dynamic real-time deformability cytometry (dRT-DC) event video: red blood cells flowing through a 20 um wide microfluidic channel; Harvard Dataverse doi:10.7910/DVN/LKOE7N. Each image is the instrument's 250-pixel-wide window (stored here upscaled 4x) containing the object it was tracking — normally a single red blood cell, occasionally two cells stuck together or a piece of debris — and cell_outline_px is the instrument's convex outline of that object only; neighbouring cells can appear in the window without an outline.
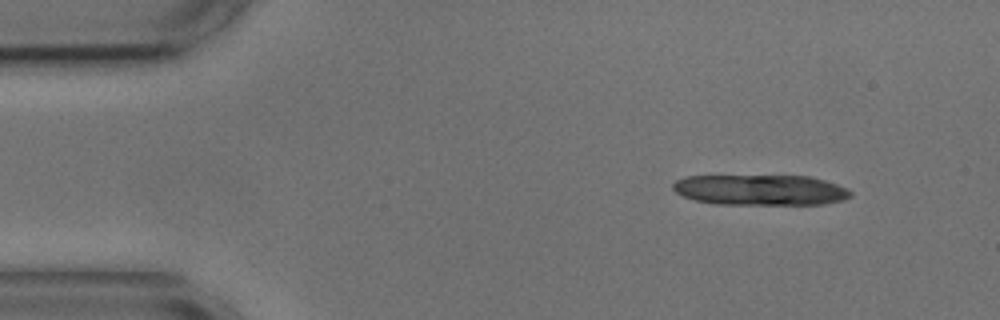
{"species": "common noctule bat (a hibernating species)", "species_latin": "Nyctalus noctula", "temperature_condition": "cold", "stored_images_in_passage": 3, "camera_frame_rate_fps": 3000, "um_per_image_px": 0.085, "animal": {"sex": "male", "body_mass_g": 17.9, "forearm_length_mm": 54.2}, "frame": {"image": 1, "passage_image": 1, "time_ms": 0.0, "image_size_px": [1000, 320], "cell_outline_px": [[852, 196], [844, 200], [824, 204], [716, 204], [696, 200], [684, 196], [676, 192], [672, 188], [672, 184], [676, 180], [688, 176], [808, 176], [824, 180], [848, 188], [852, 192]], "centroid_in_image_um": [64.67, 16.15], "position_along_channel_um": 20.3, "area_um2": 31.62}}